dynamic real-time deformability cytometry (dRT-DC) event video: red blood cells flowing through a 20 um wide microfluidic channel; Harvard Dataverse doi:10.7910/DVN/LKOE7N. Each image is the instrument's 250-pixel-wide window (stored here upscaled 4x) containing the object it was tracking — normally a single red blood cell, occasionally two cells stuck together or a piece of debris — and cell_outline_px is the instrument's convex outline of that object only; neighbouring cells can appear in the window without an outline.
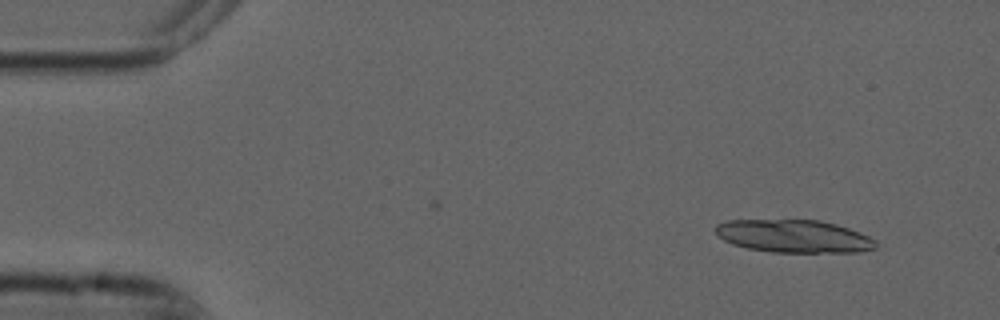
{"species": "common noctule bat (a hibernating species)", "species_latin": "Nyctalus noctula", "temperature_condition": "cold", "stored_images_in_passage": 3, "camera_frame_rate_fps": 3000, "um_per_image_px": 0.085, "animal": {"sex": "male", "forearm_length_mm": 52.5}, "frame": {"image": 1, "passage_image": 1, "time_ms": 0.0, "image_size_px": [1000, 320], "cell_outline_px": [[876, 248], [856, 252], [772, 252], [748, 248], [732, 244], [716, 236], [716, 224], [728, 220], [820, 220], [836, 224], [860, 232], [876, 240]], "centroid_in_image_um": [67.46, 20.07], "position_along_channel_um": 17.5, "area_um2": 30.63}}